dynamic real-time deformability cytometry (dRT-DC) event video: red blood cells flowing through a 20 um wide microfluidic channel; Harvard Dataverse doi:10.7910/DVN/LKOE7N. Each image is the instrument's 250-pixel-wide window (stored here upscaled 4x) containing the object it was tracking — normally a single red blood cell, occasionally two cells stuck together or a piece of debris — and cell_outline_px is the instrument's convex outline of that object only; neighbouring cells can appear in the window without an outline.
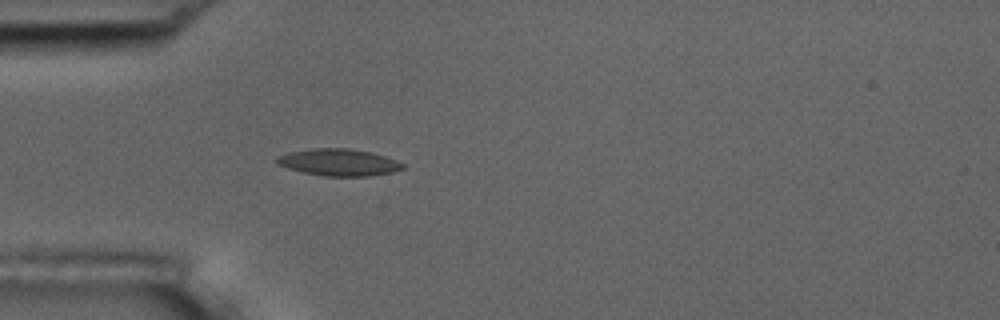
{"species": "common noctule bat (a hibernating species)", "species_latin": "Nyctalus noctula", "temperature_condition": "room temperature", "stored_images_in_passage": 40, "camera_frame_rate_fps": 3000, "um_per_image_px": 0.085, "animal": {"sex": "male", "body_mass_g": 17.5, "forearm_length_mm": 52.3}, "frame": {"image": 1, "passage_image": 1, "time_ms": 0.0, "image_size_px": [1000, 320], "cell_outline_px": [[404, 168], [392, 172], [368, 176], [324, 176], [304, 172], [288, 168], [280, 164], [276, 160], [276, 156], [288, 152], [312, 148], [348, 148], [372, 152], [396, 160], [404, 164]], "centroid_in_image_um": [28.8, 13.79], "position_along_channel_um": 56.2, "area_um2": 19.65}}
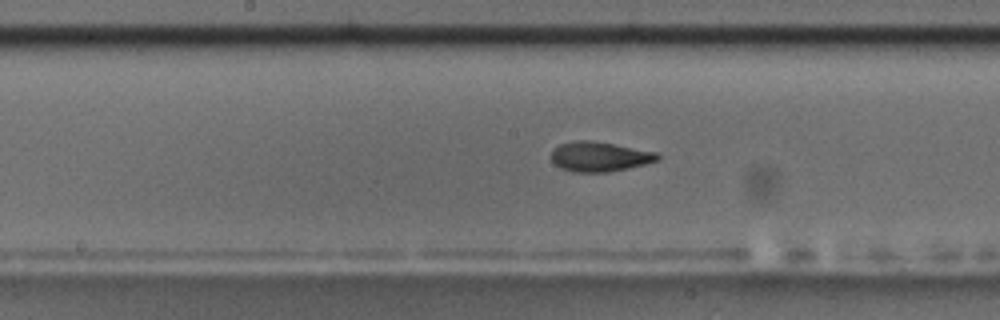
{"frame": {"image": 2, "passage_image": 13, "time_ms": 4.0, "image_size_px": [1000, 320], "cell_outline_px": [[660, 160], [628, 168], [608, 172], [572, 172], [560, 168], [552, 160], [552, 152], [560, 144], [576, 140], [592, 140], [660, 152]], "centroid_in_image_um": [51.01, 13.31], "position_along_channel_um": 197.2, "area_um2": 18.55}}
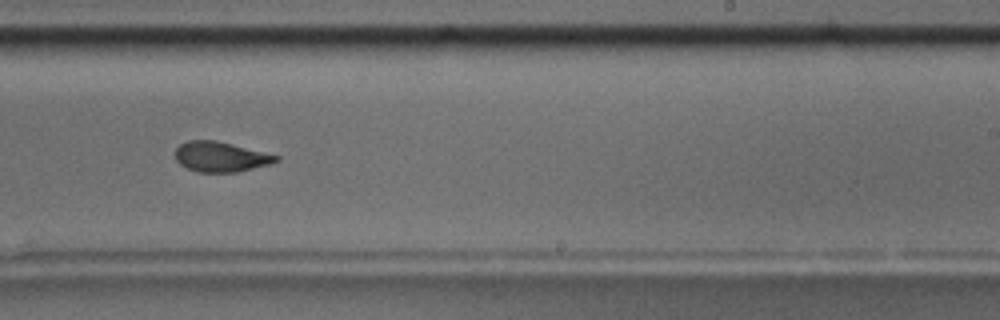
{"frame": {"image": 3, "passage_image": 19, "time_ms": 6.0, "image_size_px": [1000, 320], "cell_outline_px": [[280, 160], [268, 164], [236, 172], [196, 172], [180, 164], [176, 160], [176, 148], [180, 144], [188, 140], [216, 140], [280, 156]], "centroid_in_image_um": [18.74, 13.32], "position_along_channel_um": 270.3, "area_um2": 17.51}, "authors_computed_cell_mechanics": {"area_um2": 18.5827, "velocity_mm_per_s": 3.6609, "shape_relaxation_time_tau1_ms": 6.5793, "shape_relaxation_time_tau2_ms": 1.7445, "deformation_change_tau1": 0.1992, "deformation_change_tau2": 0.0764}}